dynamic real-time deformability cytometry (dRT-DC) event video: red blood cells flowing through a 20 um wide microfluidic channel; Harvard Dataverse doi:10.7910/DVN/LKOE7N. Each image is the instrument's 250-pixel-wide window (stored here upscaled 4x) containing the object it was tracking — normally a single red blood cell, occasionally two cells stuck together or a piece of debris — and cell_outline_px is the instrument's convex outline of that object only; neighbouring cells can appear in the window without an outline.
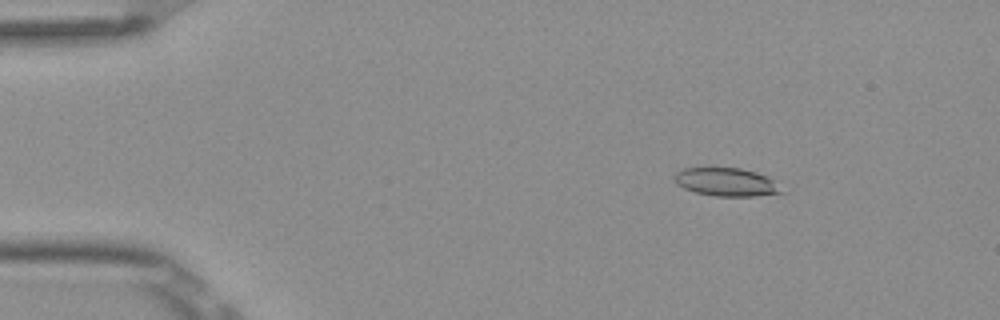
{"species": "Egyptian fruit bat (a non-hibernating species)", "species_latin": "Rousettus aegyptiacus", "temperature_condition": "room temperature", "stored_images_in_passage": 4, "camera_frame_rate_fps": 3000, "um_per_image_px": 0.085, "frame": {"image": 1, "passage_image": 2, "time_ms": 0.333, "image_size_px": [1000, 320], "cell_outline_px": [[784, 192], [756, 196], [716, 196], [696, 192], [684, 188], [676, 184], [672, 176], [676, 172], [684, 168], [740, 168], [756, 172], [768, 176]], "centroid_in_image_um": [61.7, 15.47], "position_along_channel_um": 23.3, "area_um2": 17.51}}